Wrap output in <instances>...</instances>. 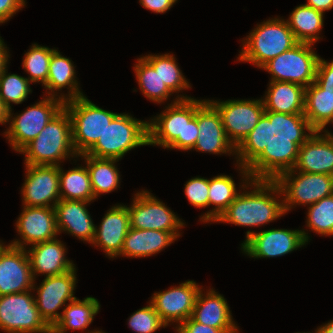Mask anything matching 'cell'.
Returning <instances> with one entry per match:
<instances>
[{"instance_id":"1","label":"cell","mask_w":333,"mask_h":333,"mask_svg":"<svg viewBox=\"0 0 333 333\" xmlns=\"http://www.w3.org/2000/svg\"><path fill=\"white\" fill-rule=\"evenodd\" d=\"M315 131L304 114L265 111L236 148L238 168L245 177V184L250 185L251 179L276 180L282 173L292 170L299 147Z\"/></svg>"},{"instance_id":"2","label":"cell","mask_w":333,"mask_h":333,"mask_svg":"<svg viewBox=\"0 0 333 333\" xmlns=\"http://www.w3.org/2000/svg\"><path fill=\"white\" fill-rule=\"evenodd\" d=\"M177 98L166 111L148 122V145L184 151L194 147L199 134L197 110L207 100L187 96Z\"/></svg>"},{"instance_id":"3","label":"cell","mask_w":333,"mask_h":333,"mask_svg":"<svg viewBox=\"0 0 333 333\" xmlns=\"http://www.w3.org/2000/svg\"><path fill=\"white\" fill-rule=\"evenodd\" d=\"M253 190L237 195L216 222L232 223L239 226L255 227L272 222L285 214L284 202L276 200L273 194L282 191L275 180L251 179ZM269 192L272 193L269 194Z\"/></svg>"},{"instance_id":"4","label":"cell","mask_w":333,"mask_h":333,"mask_svg":"<svg viewBox=\"0 0 333 333\" xmlns=\"http://www.w3.org/2000/svg\"><path fill=\"white\" fill-rule=\"evenodd\" d=\"M20 153L25 155V164L29 165L59 166L61 159L75 155L77 157L78 154L73 145L71 117L66 108L64 107L52 118Z\"/></svg>"},{"instance_id":"5","label":"cell","mask_w":333,"mask_h":333,"mask_svg":"<svg viewBox=\"0 0 333 333\" xmlns=\"http://www.w3.org/2000/svg\"><path fill=\"white\" fill-rule=\"evenodd\" d=\"M243 41L238 60L251 62L259 68L299 43L287 22L279 18L257 25Z\"/></svg>"},{"instance_id":"6","label":"cell","mask_w":333,"mask_h":333,"mask_svg":"<svg viewBox=\"0 0 333 333\" xmlns=\"http://www.w3.org/2000/svg\"><path fill=\"white\" fill-rule=\"evenodd\" d=\"M143 145H148V122L118 113L85 155L119 160L131 149Z\"/></svg>"},{"instance_id":"7","label":"cell","mask_w":333,"mask_h":333,"mask_svg":"<svg viewBox=\"0 0 333 333\" xmlns=\"http://www.w3.org/2000/svg\"><path fill=\"white\" fill-rule=\"evenodd\" d=\"M64 107L71 117L73 145L78 155L85 154L118 115L96 106L86 96L69 100Z\"/></svg>"},{"instance_id":"8","label":"cell","mask_w":333,"mask_h":333,"mask_svg":"<svg viewBox=\"0 0 333 333\" xmlns=\"http://www.w3.org/2000/svg\"><path fill=\"white\" fill-rule=\"evenodd\" d=\"M312 45L299 42L268 61L262 69L272 74L271 81L291 82L306 88L315 81L320 59Z\"/></svg>"},{"instance_id":"9","label":"cell","mask_w":333,"mask_h":333,"mask_svg":"<svg viewBox=\"0 0 333 333\" xmlns=\"http://www.w3.org/2000/svg\"><path fill=\"white\" fill-rule=\"evenodd\" d=\"M64 103L61 99L47 96L12 119V110H8L7 122L12 121L9 129L5 131V136L13 149L20 152L34 140L50 120L64 108Z\"/></svg>"},{"instance_id":"10","label":"cell","mask_w":333,"mask_h":333,"mask_svg":"<svg viewBox=\"0 0 333 333\" xmlns=\"http://www.w3.org/2000/svg\"><path fill=\"white\" fill-rule=\"evenodd\" d=\"M30 292L0 296V329L8 333H51Z\"/></svg>"},{"instance_id":"11","label":"cell","mask_w":333,"mask_h":333,"mask_svg":"<svg viewBox=\"0 0 333 333\" xmlns=\"http://www.w3.org/2000/svg\"><path fill=\"white\" fill-rule=\"evenodd\" d=\"M294 169L282 173L275 181L278 183L283 197L285 213L293 205L314 204L322 198L333 195V176L300 172Z\"/></svg>"},{"instance_id":"12","label":"cell","mask_w":333,"mask_h":333,"mask_svg":"<svg viewBox=\"0 0 333 333\" xmlns=\"http://www.w3.org/2000/svg\"><path fill=\"white\" fill-rule=\"evenodd\" d=\"M208 101L220 113L226 137L235 149L249 135L265 112L262 99Z\"/></svg>"},{"instance_id":"13","label":"cell","mask_w":333,"mask_h":333,"mask_svg":"<svg viewBox=\"0 0 333 333\" xmlns=\"http://www.w3.org/2000/svg\"><path fill=\"white\" fill-rule=\"evenodd\" d=\"M127 209L131 228L172 232L180 236L178 230L183 227V221L147 190L136 193L133 204Z\"/></svg>"},{"instance_id":"14","label":"cell","mask_w":333,"mask_h":333,"mask_svg":"<svg viewBox=\"0 0 333 333\" xmlns=\"http://www.w3.org/2000/svg\"><path fill=\"white\" fill-rule=\"evenodd\" d=\"M303 230L270 229L255 233L246 232L241 249L253 258H270L288 254L308 242Z\"/></svg>"},{"instance_id":"15","label":"cell","mask_w":333,"mask_h":333,"mask_svg":"<svg viewBox=\"0 0 333 333\" xmlns=\"http://www.w3.org/2000/svg\"><path fill=\"white\" fill-rule=\"evenodd\" d=\"M25 165L27 173L22 188L23 206L55 207V205L61 200L59 166ZM49 202L52 204L49 205Z\"/></svg>"},{"instance_id":"16","label":"cell","mask_w":333,"mask_h":333,"mask_svg":"<svg viewBox=\"0 0 333 333\" xmlns=\"http://www.w3.org/2000/svg\"><path fill=\"white\" fill-rule=\"evenodd\" d=\"M76 269L60 275L47 276L39 286L35 299L40 316L52 327L61 314L58 309L69 301L77 299L74 296L76 287Z\"/></svg>"},{"instance_id":"17","label":"cell","mask_w":333,"mask_h":333,"mask_svg":"<svg viewBox=\"0 0 333 333\" xmlns=\"http://www.w3.org/2000/svg\"><path fill=\"white\" fill-rule=\"evenodd\" d=\"M200 290L196 282L188 280L167 291L155 292L150 303L166 325L169 322H178L180 325L192 316Z\"/></svg>"},{"instance_id":"18","label":"cell","mask_w":333,"mask_h":333,"mask_svg":"<svg viewBox=\"0 0 333 333\" xmlns=\"http://www.w3.org/2000/svg\"><path fill=\"white\" fill-rule=\"evenodd\" d=\"M26 248L6 245L0 252V296L34 290Z\"/></svg>"},{"instance_id":"19","label":"cell","mask_w":333,"mask_h":333,"mask_svg":"<svg viewBox=\"0 0 333 333\" xmlns=\"http://www.w3.org/2000/svg\"><path fill=\"white\" fill-rule=\"evenodd\" d=\"M16 227L23 241L15 240L10 245L23 249L27 244L34 245L55 239L59 233L54 207L24 206Z\"/></svg>"},{"instance_id":"20","label":"cell","mask_w":333,"mask_h":333,"mask_svg":"<svg viewBox=\"0 0 333 333\" xmlns=\"http://www.w3.org/2000/svg\"><path fill=\"white\" fill-rule=\"evenodd\" d=\"M197 125L199 134L192 149L213 154L236 152L226 137L220 113L208 100L197 110Z\"/></svg>"},{"instance_id":"21","label":"cell","mask_w":333,"mask_h":333,"mask_svg":"<svg viewBox=\"0 0 333 333\" xmlns=\"http://www.w3.org/2000/svg\"><path fill=\"white\" fill-rule=\"evenodd\" d=\"M325 134L315 131L313 135L299 147L294 172L316 173L333 176V135L327 130Z\"/></svg>"},{"instance_id":"22","label":"cell","mask_w":333,"mask_h":333,"mask_svg":"<svg viewBox=\"0 0 333 333\" xmlns=\"http://www.w3.org/2000/svg\"><path fill=\"white\" fill-rule=\"evenodd\" d=\"M130 229V214L127 206L117 205L108 210L91 244L101 247L108 257H117Z\"/></svg>"},{"instance_id":"23","label":"cell","mask_w":333,"mask_h":333,"mask_svg":"<svg viewBox=\"0 0 333 333\" xmlns=\"http://www.w3.org/2000/svg\"><path fill=\"white\" fill-rule=\"evenodd\" d=\"M191 318L199 323L221 329L224 333H238L229 306L221 294L210 289L206 295L199 291Z\"/></svg>"},{"instance_id":"24","label":"cell","mask_w":333,"mask_h":333,"mask_svg":"<svg viewBox=\"0 0 333 333\" xmlns=\"http://www.w3.org/2000/svg\"><path fill=\"white\" fill-rule=\"evenodd\" d=\"M65 245L55 239L32 245L26 250L32 275L46 274L47 276L60 275L75 268L72 261L65 258ZM36 273V274H35Z\"/></svg>"},{"instance_id":"25","label":"cell","mask_w":333,"mask_h":333,"mask_svg":"<svg viewBox=\"0 0 333 333\" xmlns=\"http://www.w3.org/2000/svg\"><path fill=\"white\" fill-rule=\"evenodd\" d=\"M88 203L82 200H60L54 207L58 231H67L92 243L96 226L85 207Z\"/></svg>"},{"instance_id":"26","label":"cell","mask_w":333,"mask_h":333,"mask_svg":"<svg viewBox=\"0 0 333 333\" xmlns=\"http://www.w3.org/2000/svg\"><path fill=\"white\" fill-rule=\"evenodd\" d=\"M178 238L172 232L129 229L120 256L146 257L160 252Z\"/></svg>"},{"instance_id":"27","label":"cell","mask_w":333,"mask_h":333,"mask_svg":"<svg viewBox=\"0 0 333 333\" xmlns=\"http://www.w3.org/2000/svg\"><path fill=\"white\" fill-rule=\"evenodd\" d=\"M266 94L262 99L265 111L304 113L305 87L291 82L271 81Z\"/></svg>"},{"instance_id":"28","label":"cell","mask_w":333,"mask_h":333,"mask_svg":"<svg viewBox=\"0 0 333 333\" xmlns=\"http://www.w3.org/2000/svg\"><path fill=\"white\" fill-rule=\"evenodd\" d=\"M75 69L74 65L71 62L69 58H66L56 50L50 59L49 63V72H48V78L47 82L44 85L46 89L50 90L47 92L51 97L58 96L57 94H54L55 91L62 90L65 86L70 91L68 92V97H65V94L61 97L59 96V99H61L64 102H67L69 100L76 99L78 97L84 96L83 93L78 88L77 80L75 79ZM53 92V93H51Z\"/></svg>"},{"instance_id":"29","label":"cell","mask_w":333,"mask_h":333,"mask_svg":"<svg viewBox=\"0 0 333 333\" xmlns=\"http://www.w3.org/2000/svg\"><path fill=\"white\" fill-rule=\"evenodd\" d=\"M63 309L60 318L51 327V333H65L68 329H86L99 312L100 303L94 297H86L82 301H71Z\"/></svg>"},{"instance_id":"30","label":"cell","mask_w":333,"mask_h":333,"mask_svg":"<svg viewBox=\"0 0 333 333\" xmlns=\"http://www.w3.org/2000/svg\"><path fill=\"white\" fill-rule=\"evenodd\" d=\"M286 22L298 42L314 44L320 38L323 12L302 4L293 10Z\"/></svg>"},{"instance_id":"31","label":"cell","mask_w":333,"mask_h":333,"mask_svg":"<svg viewBox=\"0 0 333 333\" xmlns=\"http://www.w3.org/2000/svg\"><path fill=\"white\" fill-rule=\"evenodd\" d=\"M304 116L316 131L333 123V102L315 81L305 88Z\"/></svg>"},{"instance_id":"32","label":"cell","mask_w":333,"mask_h":333,"mask_svg":"<svg viewBox=\"0 0 333 333\" xmlns=\"http://www.w3.org/2000/svg\"><path fill=\"white\" fill-rule=\"evenodd\" d=\"M85 158L90 174L91 188L95 199L102 193H109L119 187V170L115 167L116 159L97 158L81 154Z\"/></svg>"},{"instance_id":"33","label":"cell","mask_w":333,"mask_h":333,"mask_svg":"<svg viewBox=\"0 0 333 333\" xmlns=\"http://www.w3.org/2000/svg\"><path fill=\"white\" fill-rule=\"evenodd\" d=\"M59 186L61 200L91 202L95 199L87 167L80 166L64 172L59 165Z\"/></svg>"},{"instance_id":"34","label":"cell","mask_w":333,"mask_h":333,"mask_svg":"<svg viewBox=\"0 0 333 333\" xmlns=\"http://www.w3.org/2000/svg\"><path fill=\"white\" fill-rule=\"evenodd\" d=\"M239 193L236 191L234 180L230 176L219 175L209 180V205H215V208L206 212L201 217V221L215 222L222 213L229 207Z\"/></svg>"},{"instance_id":"35","label":"cell","mask_w":333,"mask_h":333,"mask_svg":"<svg viewBox=\"0 0 333 333\" xmlns=\"http://www.w3.org/2000/svg\"><path fill=\"white\" fill-rule=\"evenodd\" d=\"M137 60L134 71L142 93L154 102L162 103L167 100L173 92L162 81L158 70H155L144 57Z\"/></svg>"},{"instance_id":"36","label":"cell","mask_w":333,"mask_h":333,"mask_svg":"<svg viewBox=\"0 0 333 333\" xmlns=\"http://www.w3.org/2000/svg\"><path fill=\"white\" fill-rule=\"evenodd\" d=\"M155 70H158L162 81L174 93L186 90L190 87L189 82L184 78L175 57L171 54L148 55L144 57Z\"/></svg>"},{"instance_id":"37","label":"cell","mask_w":333,"mask_h":333,"mask_svg":"<svg viewBox=\"0 0 333 333\" xmlns=\"http://www.w3.org/2000/svg\"><path fill=\"white\" fill-rule=\"evenodd\" d=\"M56 49L33 44L23 59V68L30 75L29 81L41 82L45 85L48 78L49 63Z\"/></svg>"},{"instance_id":"38","label":"cell","mask_w":333,"mask_h":333,"mask_svg":"<svg viewBox=\"0 0 333 333\" xmlns=\"http://www.w3.org/2000/svg\"><path fill=\"white\" fill-rule=\"evenodd\" d=\"M6 68L0 74V97L8 110H11V102L20 104L26 100L30 89V81L17 74H6Z\"/></svg>"},{"instance_id":"39","label":"cell","mask_w":333,"mask_h":333,"mask_svg":"<svg viewBox=\"0 0 333 333\" xmlns=\"http://www.w3.org/2000/svg\"><path fill=\"white\" fill-rule=\"evenodd\" d=\"M307 226L321 235H333V195L308 207Z\"/></svg>"},{"instance_id":"40","label":"cell","mask_w":333,"mask_h":333,"mask_svg":"<svg viewBox=\"0 0 333 333\" xmlns=\"http://www.w3.org/2000/svg\"><path fill=\"white\" fill-rule=\"evenodd\" d=\"M128 322L130 328L137 333H154L161 327L167 326L150 302L149 306L147 305L134 312Z\"/></svg>"},{"instance_id":"41","label":"cell","mask_w":333,"mask_h":333,"mask_svg":"<svg viewBox=\"0 0 333 333\" xmlns=\"http://www.w3.org/2000/svg\"><path fill=\"white\" fill-rule=\"evenodd\" d=\"M185 194L188 201L195 207L204 208L209 206V179L196 177L185 184Z\"/></svg>"},{"instance_id":"42","label":"cell","mask_w":333,"mask_h":333,"mask_svg":"<svg viewBox=\"0 0 333 333\" xmlns=\"http://www.w3.org/2000/svg\"><path fill=\"white\" fill-rule=\"evenodd\" d=\"M315 82L324 89V93L333 102V61L319 59Z\"/></svg>"},{"instance_id":"43","label":"cell","mask_w":333,"mask_h":333,"mask_svg":"<svg viewBox=\"0 0 333 333\" xmlns=\"http://www.w3.org/2000/svg\"><path fill=\"white\" fill-rule=\"evenodd\" d=\"M177 333H224L219 328H214L197 321L191 317L176 327Z\"/></svg>"},{"instance_id":"44","label":"cell","mask_w":333,"mask_h":333,"mask_svg":"<svg viewBox=\"0 0 333 333\" xmlns=\"http://www.w3.org/2000/svg\"><path fill=\"white\" fill-rule=\"evenodd\" d=\"M25 6L24 0H0V23L9 20L19 9Z\"/></svg>"},{"instance_id":"45","label":"cell","mask_w":333,"mask_h":333,"mask_svg":"<svg viewBox=\"0 0 333 333\" xmlns=\"http://www.w3.org/2000/svg\"><path fill=\"white\" fill-rule=\"evenodd\" d=\"M140 4L155 13H164L169 10L177 0H139Z\"/></svg>"},{"instance_id":"46","label":"cell","mask_w":333,"mask_h":333,"mask_svg":"<svg viewBox=\"0 0 333 333\" xmlns=\"http://www.w3.org/2000/svg\"><path fill=\"white\" fill-rule=\"evenodd\" d=\"M305 5L324 13L333 8V0H308Z\"/></svg>"},{"instance_id":"47","label":"cell","mask_w":333,"mask_h":333,"mask_svg":"<svg viewBox=\"0 0 333 333\" xmlns=\"http://www.w3.org/2000/svg\"><path fill=\"white\" fill-rule=\"evenodd\" d=\"M7 47H5L3 40H1L0 37V74L3 72V70L7 67L8 63V52H7Z\"/></svg>"},{"instance_id":"48","label":"cell","mask_w":333,"mask_h":333,"mask_svg":"<svg viewBox=\"0 0 333 333\" xmlns=\"http://www.w3.org/2000/svg\"><path fill=\"white\" fill-rule=\"evenodd\" d=\"M7 118H8V109L5 107L0 97V124L7 123Z\"/></svg>"},{"instance_id":"49","label":"cell","mask_w":333,"mask_h":333,"mask_svg":"<svg viewBox=\"0 0 333 333\" xmlns=\"http://www.w3.org/2000/svg\"><path fill=\"white\" fill-rule=\"evenodd\" d=\"M318 333H333V320L317 329Z\"/></svg>"},{"instance_id":"50","label":"cell","mask_w":333,"mask_h":333,"mask_svg":"<svg viewBox=\"0 0 333 333\" xmlns=\"http://www.w3.org/2000/svg\"><path fill=\"white\" fill-rule=\"evenodd\" d=\"M4 245L0 242V252L4 249Z\"/></svg>"},{"instance_id":"51","label":"cell","mask_w":333,"mask_h":333,"mask_svg":"<svg viewBox=\"0 0 333 333\" xmlns=\"http://www.w3.org/2000/svg\"><path fill=\"white\" fill-rule=\"evenodd\" d=\"M90 333H104V332H102V331H91Z\"/></svg>"}]
</instances>
